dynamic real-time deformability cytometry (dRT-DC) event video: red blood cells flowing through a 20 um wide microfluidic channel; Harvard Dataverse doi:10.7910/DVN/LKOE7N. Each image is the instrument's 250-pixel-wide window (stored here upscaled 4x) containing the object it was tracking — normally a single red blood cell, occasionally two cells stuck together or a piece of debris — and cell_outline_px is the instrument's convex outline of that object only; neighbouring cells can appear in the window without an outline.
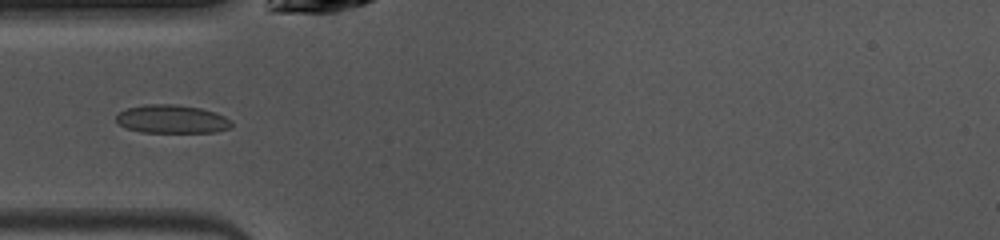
{"species": "common noctule bat (a hibernating species)", "species_latin": "Nyctalus noctula", "temperature_condition": "warm", "stored_images_in_passage": 21, "camera_frame_rate_fps": 3000, "um_per_image_px": 0.085, "animal": {"sex": "female", "body_mass_g": 10.0, "forearm_length_mm": 53.1}, "frame": {"image": 1, "passage_image": 1, "time_ms": 0.0, "image_size_px": [1000, 240], "cell_outline_px": [[232, 128], [216, 132], [140, 132], [128, 128], [120, 124], [116, 120], [116, 116], [120, 112], [128, 108], [144, 104], [176, 104], [200, 108], [216, 112], [232, 120]], "centroid_in_image_um": [14.66, 10.12], "position_along_channel_um": 70.3, "area_um2": 19.13}}
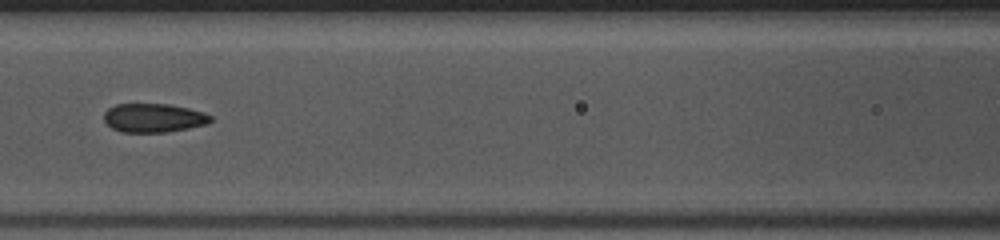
{"frame": {"image": 2, "passage_image": 7, "time_ms": 2.0, "image_size_px": [1000, 240], "cell_outline_px": [[212, 120], [208, 124], [188, 128], [164, 132], [124, 132], [112, 128], [104, 120], [104, 112], [108, 108], [116, 104], [168, 104], [188, 108], [204, 112], [212, 116]], "centroid_in_image_um": [13.07, 10.01], "position_along_channel_um": 153.5, "area_um2": 17.86}}
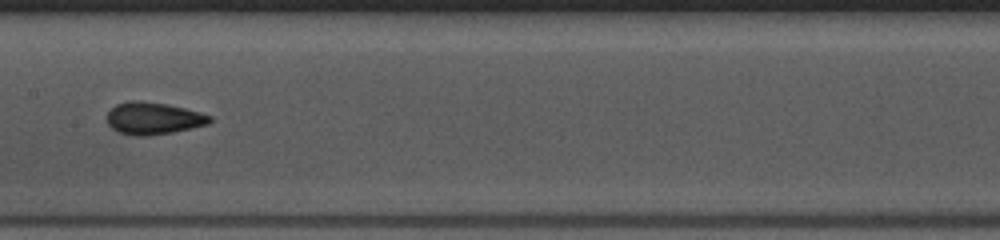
{"frame": {"image": 3, "passage_image": 10, "time_ms": 3.0, "image_size_px": [1000, 240], "cell_outline_px": [[212, 120], [208, 124], [192, 128], [172, 132], [148, 136], [136, 136], [116, 132], [108, 124], [108, 112], [116, 104], [132, 100], [136, 100], [168, 104], [200, 112], [212, 116]], "centroid_in_image_um": [13.04, 10.06], "position_along_channel_um": 194.4, "area_um2": 19.31}}